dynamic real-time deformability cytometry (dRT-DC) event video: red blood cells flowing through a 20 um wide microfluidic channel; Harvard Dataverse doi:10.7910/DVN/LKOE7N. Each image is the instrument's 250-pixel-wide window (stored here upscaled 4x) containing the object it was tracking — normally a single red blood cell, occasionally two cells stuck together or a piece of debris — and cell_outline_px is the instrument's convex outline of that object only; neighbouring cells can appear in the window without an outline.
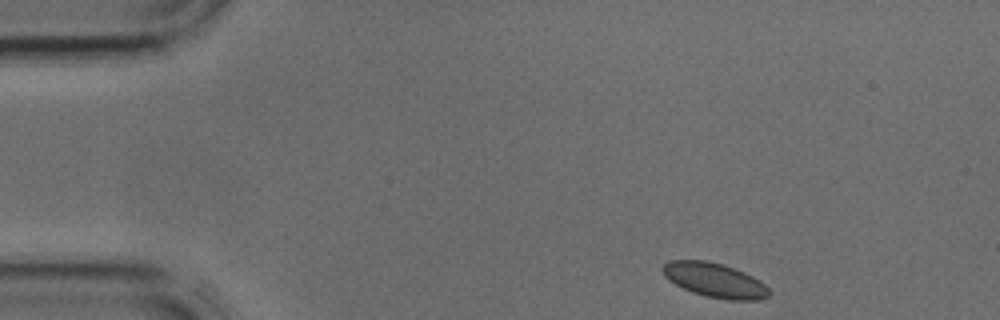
{"species": "common noctule bat (a hibernating species)", "species_latin": "Nyctalus noctula", "temperature_condition": "cold", "stored_images_in_passage": 37, "camera_frame_rate_fps": 3000, "um_per_image_px": 0.085, "animal": {"sex": "male", "body_mass_g": 17.9, "forearm_length_mm": 54.2}, "frame": {"image": 1, "passage_image": 1, "time_ms": 0.0, "image_size_px": [1000, 320], "cell_outline_px": [[772, 292], [768, 296], [760, 300], [728, 300], [708, 296], [692, 292], [668, 280], [664, 276], [660, 268], [668, 260], [708, 260], [724, 264], [744, 272], [760, 280]], "centroid_in_image_um": [60.75, 23.8], "position_along_channel_um": 24.3, "area_um2": 21.5}}
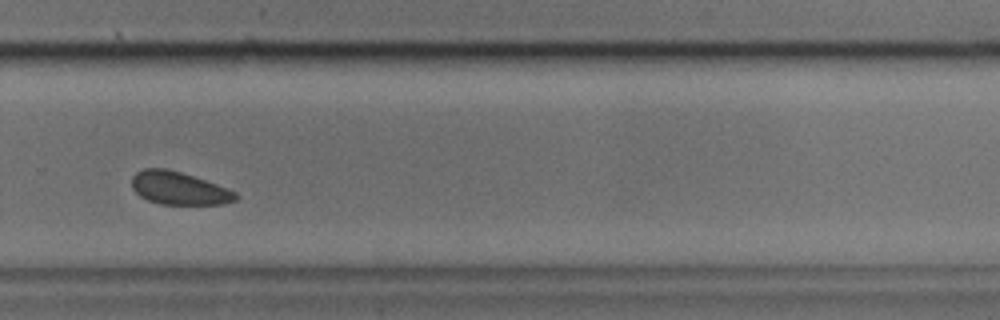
{"frame": {"image": 2, "passage_image": 24, "time_ms": 7.667, "image_size_px": [1000, 320], "cell_outline_px": [[240, 196], [236, 200], [224, 204], [160, 204], [148, 200], [140, 196], [132, 188], [132, 176], [136, 172], [144, 168], [164, 168], [180, 172], [216, 184], [236, 192]], "centroid_in_image_um": [15.2, 16.01], "position_along_channel_um": 314.6, "area_um2": 19.77}}
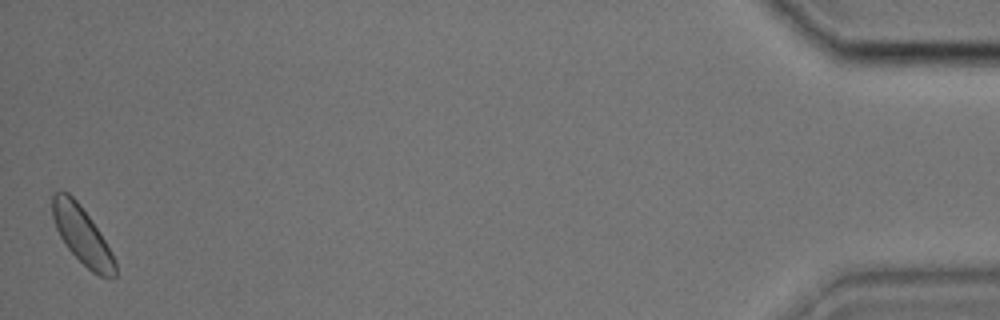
{"frame": {"image": 3, "passage_image": 37, "time_ms": 12.0, "image_size_px": [1000, 320], "cell_outline_px": [[116, 276], [100, 276], [92, 272], [68, 248], [60, 236], [56, 228], [52, 216], [52, 192], [60, 188], [68, 192], [76, 200], [88, 216], [112, 252], [116, 260]], "centroid_in_image_um": [6.94, 19.95], "position_along_channel_um": 428.3, "area_um2": 20.63}}